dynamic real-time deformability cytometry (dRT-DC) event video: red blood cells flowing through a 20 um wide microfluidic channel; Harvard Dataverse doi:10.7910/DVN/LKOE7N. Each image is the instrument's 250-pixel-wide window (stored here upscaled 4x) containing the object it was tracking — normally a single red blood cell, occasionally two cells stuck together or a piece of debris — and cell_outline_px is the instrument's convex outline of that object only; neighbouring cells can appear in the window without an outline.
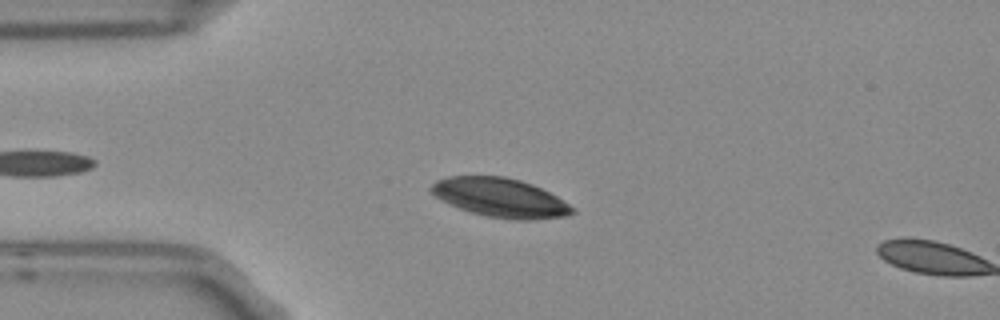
{"species": "Egyptian fruit bat (a non-hibernating species)", "species_latin": "Rousettus aegyptiacus", "temperature_condition": "room temperature", "stored_images_in_passage": 4, "camera_frame_rate_fps": 3000, "um_per_image_px": 0.085, "frame": {"image": 1, "passage_image": 3, "time_ms": 0.667, "image_size_px": [1000, 320], "cell_outline_px": [[576, 212], [564, 216], [536, 220], [512, 220], [488, 216], [472, 212], [460, 208], [440, 200], [428, 192], [428, 188], [436, 180], [448, 176], [504, 176], [520, 180], [532, 184], [556, 196], [568, 204]], "centroid_in_image_um": [42.47, 16.8], "position_along_channel_um": 42.5, "area_um2": 32.08}}